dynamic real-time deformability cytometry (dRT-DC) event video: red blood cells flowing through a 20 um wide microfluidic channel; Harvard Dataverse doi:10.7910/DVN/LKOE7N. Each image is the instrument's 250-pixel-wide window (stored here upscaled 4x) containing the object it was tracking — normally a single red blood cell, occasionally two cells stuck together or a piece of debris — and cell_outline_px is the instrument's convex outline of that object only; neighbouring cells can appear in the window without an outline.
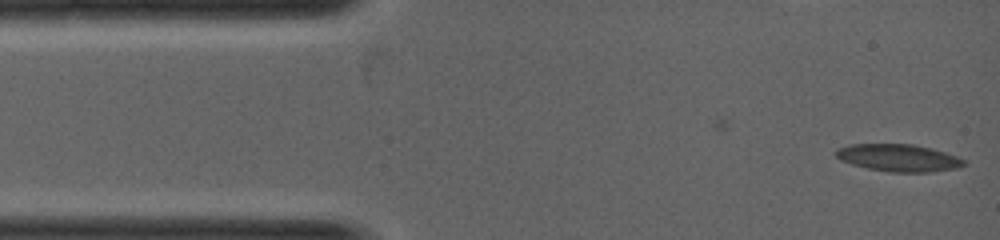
{"species": "common noctule bat (a hibernating species)", "species_latin": "Nyctalus noctula", "temperature_condition": "warm", "stored_images_in_passage": 4, "camera_frame_rate_fps": 5000, "um_per_image_px": 0.085, "animal": {"sex": "female", "body_mass_g": 19.0, "forearm_length_mm": 53.3}, "frame": {"image": 1, "passage_image": 4, "time_ms": 0.6, "image_size_px": [1000, 240], "cell_outline_px": [[968, 164], [956, 168], [932, 172], [892, 172], [868, 168], [852, 164], [840, 160], [832, 152], [836, 148], [852, 144], [912, 144], [932, 148], [956, 156], [964, 160]], "centroid_in_image_um": [76.35, 13.41], "position_along_channel_um": 8.6, "area_um2": 20.4}}